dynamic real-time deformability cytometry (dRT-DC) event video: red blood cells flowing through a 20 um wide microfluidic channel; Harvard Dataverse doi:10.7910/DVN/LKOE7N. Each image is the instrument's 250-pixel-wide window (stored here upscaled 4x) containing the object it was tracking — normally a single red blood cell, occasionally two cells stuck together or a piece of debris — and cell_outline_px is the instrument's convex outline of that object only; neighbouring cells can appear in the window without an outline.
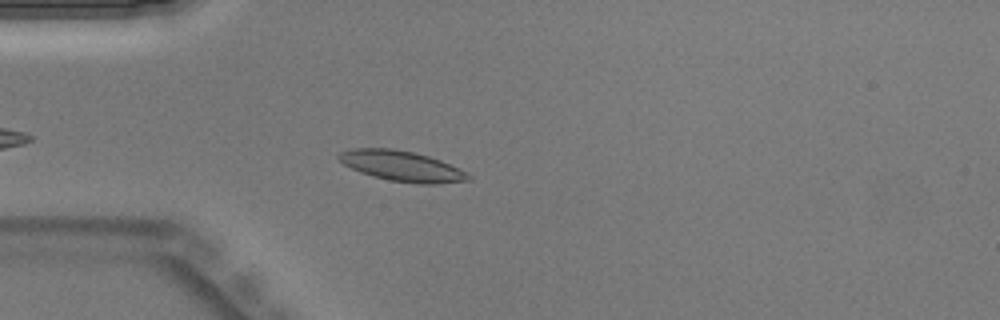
{"species": "Egyptian fruit bat (a non-hibernating species)", "species_latin": "Rousettus aegyptiacus", "temperature_condition": "warm", "stored_images_in_passage": 29, "camera_frame_rate_fps": 3000, "um_per_image_px": 0.085, "animal": {"sex": "male"}, "frame": {"image": 1, "passage_image": 5, "time_ms": 1.333, "image_size_px": [1000, 320], "cell_outline_px": [[472, 180], [436, 184], [420, 184], [388, 180], [372, 176], [360, 172], [344, 164], [336, 156], [340, 152], [352, 148], [392, 148], [412, 152], [428, 156], [440, 160], [460, 168], [468, 172], [472, 176]], "centroid_in_image_um": [34.19, 14.12], "position_along_channel_um": 50.8, "area_um2": 23.06}}